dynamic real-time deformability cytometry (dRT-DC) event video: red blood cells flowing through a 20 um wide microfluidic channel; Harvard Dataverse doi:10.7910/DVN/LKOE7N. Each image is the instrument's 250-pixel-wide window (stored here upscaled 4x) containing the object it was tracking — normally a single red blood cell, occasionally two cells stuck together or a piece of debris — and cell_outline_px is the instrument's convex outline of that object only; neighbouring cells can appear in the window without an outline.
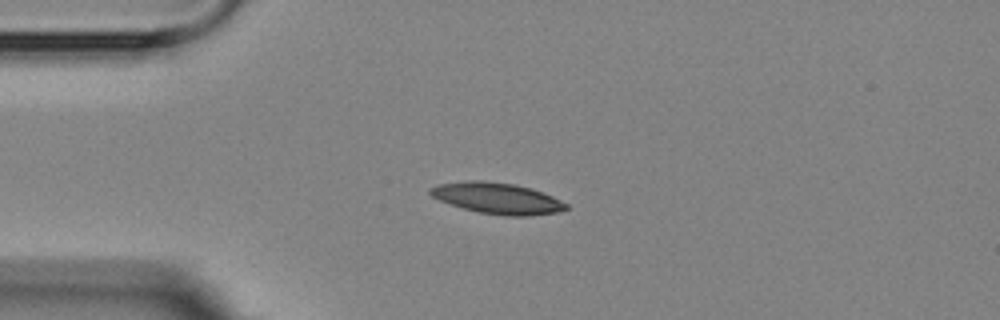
{"species": "Egyptian fruit bat (a non-hibernating species)", "species_latin": "Rousettus aegyptiacus", "temperature_condition": "room temperature", "stored_images_in_passage": 9, "camera_frame_rate_fps": 3000, "um_per_image_px": 0.085, "animal": {"sex": "female"}, "frame": {"image": 1, "passage_image": 4, "time_ms": 3.667, "image_size_px": [1000, 320], "cell_outline_px": [[568, 208], [560, 212], [528, 216], [508, 216], [480, 212], [464, 208], [440, 200], [432, 196], [428, 192], [428, 188], [440, 184], [468, 180], [484, 180], [516, 184], [532, 188], [552, 196], [568, 204]], "centroid_in_image_um": [42.3, 16.84], "position_along_channel_um": 42.7, "area_um2": 24.62}}
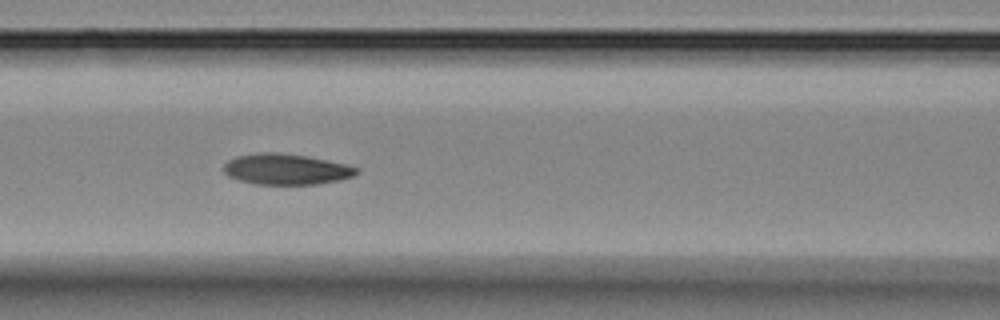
{"frame": {"image": 2, "passage_image": 7, "time_ms": 7.0, "image_size_px": [1000, 320], "cell_outline_px": [[360, 172], [352, 176], [340, 180], [316, 184], [252, 184], [228, 176], [224, 172], [224, 164], [228, 160], [236, 156], [260, 152], [276, 152], [308, 156], [344, 164], [360, 168]], "centroid_in_image_um": [24.31, 14.38], "position_along_channel_um": 142.3, "area_um2": 23.87}}
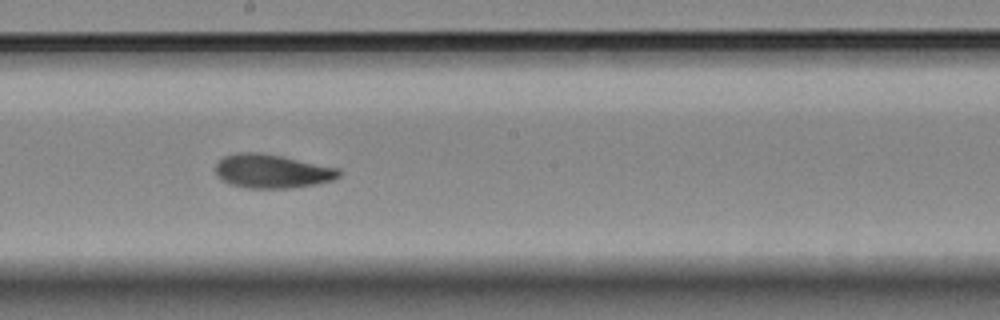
{"frame": {"image": 3, "passage_image": 9, "time_ms": 9.333, "image_size_px": [1000, 320], "cell_outline_px": [[340, 176], [332, 180], [316, 184], [292, 188], [248, 188], [228, 184], [216, 176], [216, 164], [224, 156], [236, 152], [260, 152], [340, 168]], "centroid_in_image_um": [23.1, 14.55], "position_along_channel_um": 225.1, "area_um2": 24.39}}